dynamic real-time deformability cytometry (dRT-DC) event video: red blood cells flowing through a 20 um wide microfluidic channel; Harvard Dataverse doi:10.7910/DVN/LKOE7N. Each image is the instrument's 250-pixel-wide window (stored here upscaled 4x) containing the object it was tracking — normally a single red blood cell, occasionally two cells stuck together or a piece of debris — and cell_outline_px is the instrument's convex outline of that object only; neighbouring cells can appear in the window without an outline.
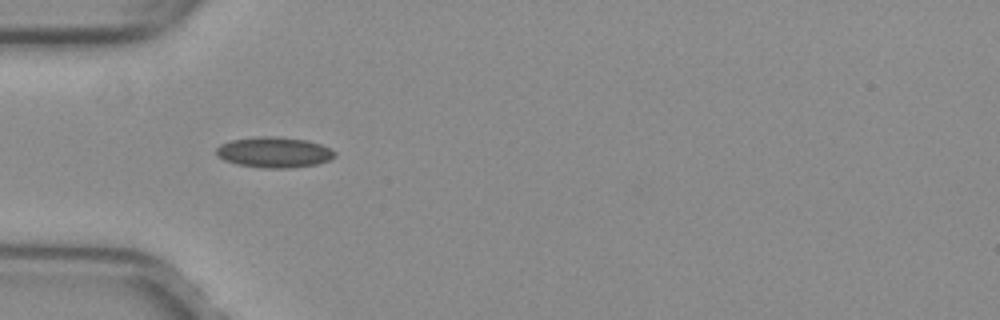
{"species": "common noctule bat (a hibernating species)", "species_latin": "Nyctalus noctula", "temperature_condition": "warm", "stored_images_in_passage": 36, "camera_frame_rate_fps": 3000, "um_per_image_px": 0.085, "animal": {"sex": "female", "body_mass_g": 29.2, "forearm_length_mm": 56.3}, "frame": {"image": 1, "passage_image": 1, "time_ms": 0.0, "image_size_px": [1000, 320], "cell_outline_px": [[336, 156], [328, 160], [316, 164], [288, 168], [260, 168], [236, 164], [224, 160], [216, 156], [216, 148], [220, 144], [232, 140], [260, 136], [276, 136], [308, 140], [320, 144], [336, 152]], "centroid_in_image_um": [23.27, 12.94], "position_along_channel_um": 61.7, "area_um2": 21.21}}
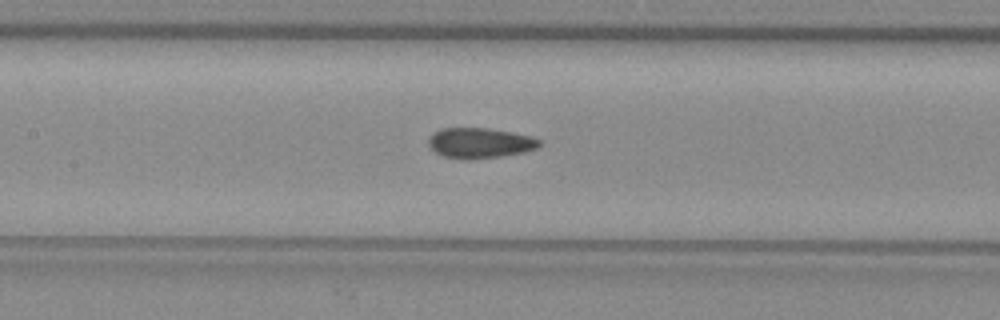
{"frame": {"image": 2, "passage_image": 9, "time_ms": 2.667, "image_size_px": [1000, 320], "cell_outline_px": [[540, 144], [536, 148], [524, 152], [500, 156], [468, 160], [464, 160], [444, 156], [436, 152], [428, 144], [428, 140], [440, 128], [488, 128], [512, 132], [532, 136], [540, 140]], "centroid_in_image_um": [40.8, 12.15], "position_along_channel_um": 166.6, "area_um2": 19.48}}
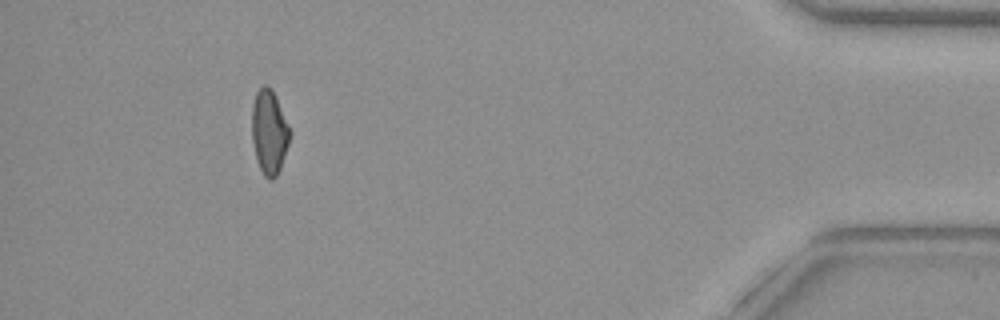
{"frame": {"image": 3, "passage_image": 32, "time_ms": 10.333, "image_size_px": [1000, 320], "cell_outline_px": [[292, 132], [280, 168], [276, 176], [272, 180], [268, 180], [264, 176], [256, 160], [252, 140], [252, 104], [256, 92], [264, 84], [268, 84], [272, 88], [276, 96]], "centroid_in_image_um": [22.88, 11.2], "position_along_channel_um": 412.3, "area_um2": 18.84}, "authors_computed_cell_mechanics": {"area_um2": 19.3052, "velocity_mm_per_s": 4.0106, "shape_relaxation_time_tau1_ms": null, "shape_relaxation_time_tau2_ms": 2.2357, "deformation_change_tau1": null, "deformation_change_tau2": 0.0757}}